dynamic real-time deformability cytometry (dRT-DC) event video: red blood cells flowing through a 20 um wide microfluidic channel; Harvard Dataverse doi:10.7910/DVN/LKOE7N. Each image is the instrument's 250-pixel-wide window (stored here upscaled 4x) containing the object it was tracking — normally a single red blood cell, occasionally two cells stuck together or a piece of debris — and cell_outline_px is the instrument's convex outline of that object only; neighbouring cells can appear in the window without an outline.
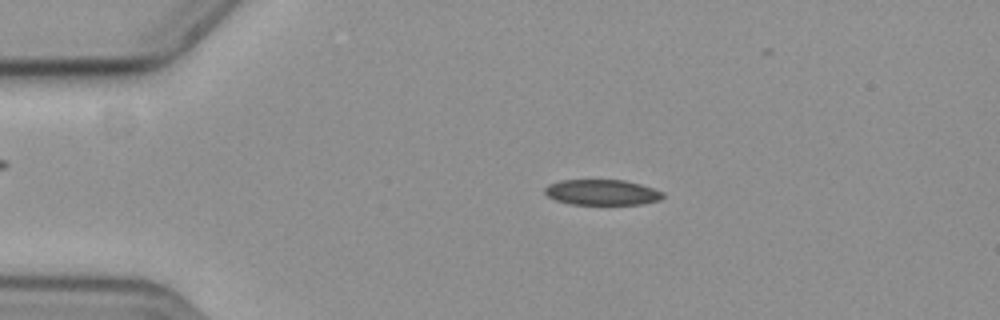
{"species": "common noctule bat (a hibernating species)", "species_latin": "Nyctalus noctula", "temperature_condition": "cold", "stored_images_in_passage": 50, "camera_frame_rate_fps": 3000, "um_per_image_px": 0.085, "animal": {"sex": "female", "body_mass_g": 19.3, "forearm_length_mm": 54.1}, "frame": {"image": 1, "passage_image": 12, "time_ms": 3.667, "image_size_px": [1000, 320], "cell_outline_px": [[664, 196], [660, 200], [640, 204], [572, 204], [556, 200], [548, 196], [544, 192], [544, 188], [548, 184], [560, 180], [624, 180], [640, 184], [664, 192]], "centroid_in_image_um": [51.16, 16.34], "position_along_channel_um": 33.8, "area_um2": 17.51}}
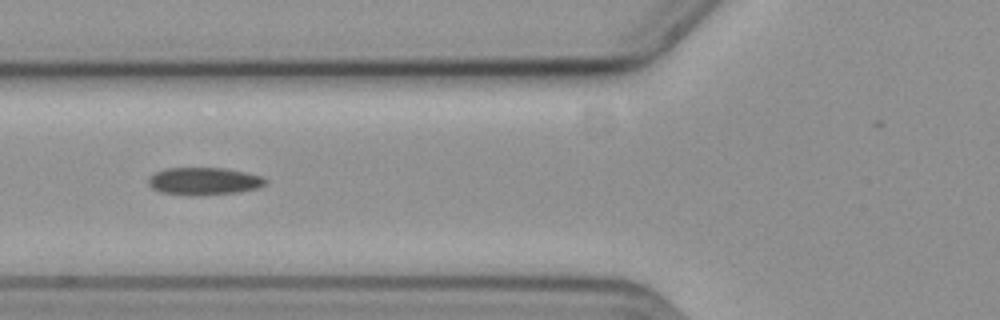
{"frame": {"image": 2, "passage_image": 22, "time_ms": 7.0, "image_size_px": [1000, 320], "cell_outline_px": [[268, 180], [264, 184], [256, 188], [236, 192], [200, 196], [188, 196], [160, 192], [152, 188], [148, 184], [148, 176], [156, 172], [168, 168], [224, 168], [264, 176]], "centroid_in_image_um": [17.3, 15.41], "position_along_channel_um": 108.5, "area_um2": 18.9}}
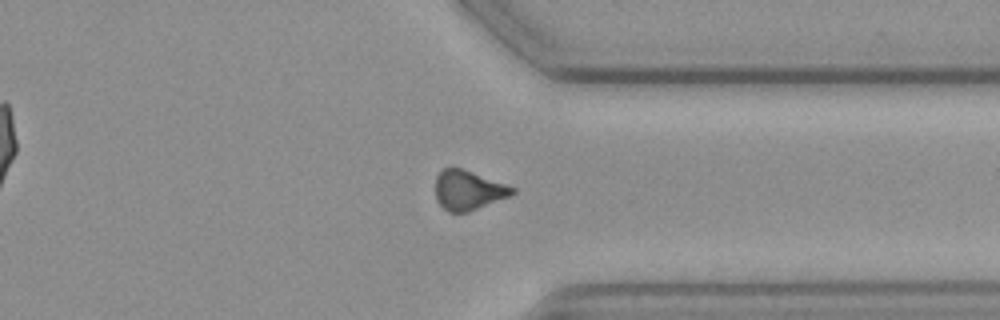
{"frame": {"image": 3, "passage_image": 44, "time_ms": 14.333, "image_size_px": [1000, 320], "cell_outline_px": [[516, 192], [508, 196], [468, 212], [448, 212], [436, 200], [436, 176], [444, 168], [452, 164], [516, 188]], "centroid_in_image_um": [39.76, 16.13], "position_along_channel_um": 371.6, "area_um2": 17.74}, "authors_computed_cell_mechanics": {"area_um2": 18.2937, "velocity_mm_per_s": 3.6193, "shape_relaxation_time_tau1_ms": 4.1054, "shape_relaxation_time_tau2_ms": 5.88, "deformation_change_tau1": 0.1113, "deformation_change_tau2": 0.1217}}